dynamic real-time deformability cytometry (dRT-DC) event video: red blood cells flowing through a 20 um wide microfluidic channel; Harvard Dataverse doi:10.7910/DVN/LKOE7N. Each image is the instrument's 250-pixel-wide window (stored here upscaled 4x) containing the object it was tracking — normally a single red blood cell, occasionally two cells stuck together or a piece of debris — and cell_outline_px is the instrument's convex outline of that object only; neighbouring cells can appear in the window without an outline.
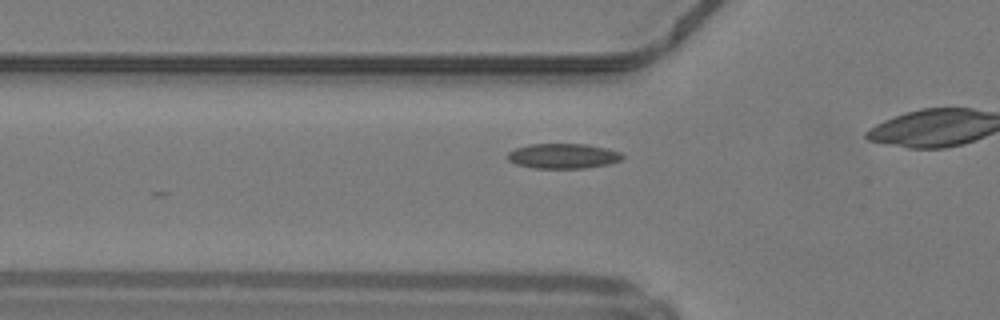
{"species": "common noctule bat (a hibernating species)", "species_latin": "Nyctalus noctula", "temperature_condition": "warm", "stored_images_in_passage": 7, "camera_frame_rate_fps": 3000, "um_per_image_px": 0.085, "animal": {"sex": "male", "body_mass_g": 19.2, "forearm_length_mm": 51.8}, "frame": {"image": 1, "passage_image": 2, "time_ms": 0.333, "image_size_px": [1000, 320], "cell_outline_px": [[624, 156], [620, 160], [608, 164], [584, 168], [532, 168], [516, 164], [508, 160], [508, 152], [516, 148], [528, 144], [588, 144], [608, 148], [620, 152]], "centroid_in_image_um": [47.86, 13.25], "position_along_channel_um": 77.9, "area_um2": 16.76}}
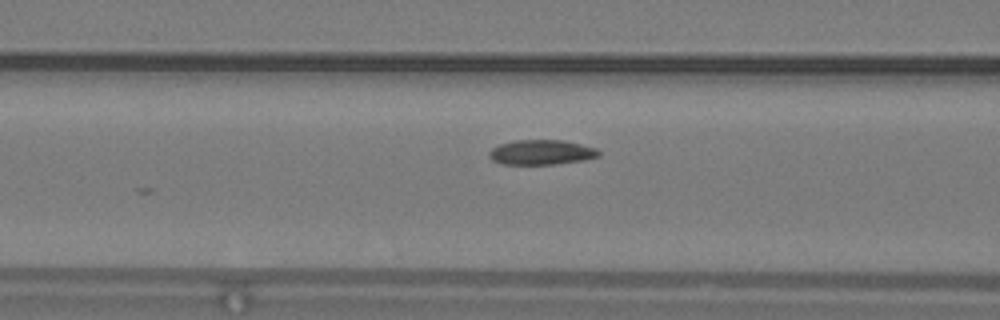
{"frame": {"image": 2, "passage_image": 5, "time_ms": 1.333, "image_size_px": [1000, 320], "cell_outline_px": [[600, 156], [584, 160], [556, 164], [500, 164], [492, 160], [488, 156], [488, 152], [492, 148], [500, 144], [516, 140], [564, 140], [596, 148], [600, 152]], "centroid_in_image_um": [46.01, 12.95], "position_along_channel_um": 120.6, "area_um2": 15.95}}